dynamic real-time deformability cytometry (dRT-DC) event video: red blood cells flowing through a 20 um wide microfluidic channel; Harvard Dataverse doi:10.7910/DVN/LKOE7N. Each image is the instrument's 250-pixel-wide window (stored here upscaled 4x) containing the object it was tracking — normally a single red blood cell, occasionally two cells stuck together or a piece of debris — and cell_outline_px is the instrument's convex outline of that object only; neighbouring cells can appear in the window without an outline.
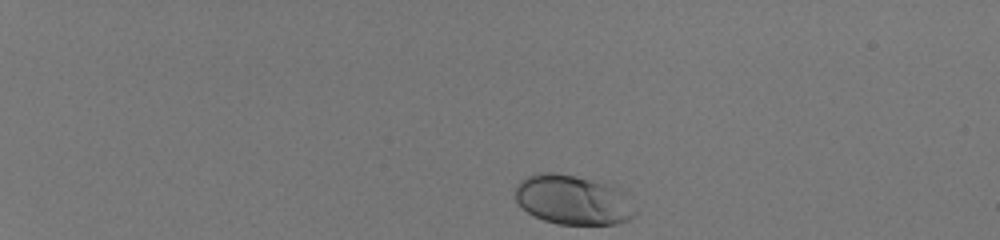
{"species": "human", "species_latin": "Homo sapiens", "temperature_condition": "room temperature", "stored_images_in_passage": 10, "camera_frame_rate_fps": 3000, "um_per_image_px": 0.085, "donor": {"sex": "male"}, "frame": {"image": 1, "passage_image": 1, "time_ms": 0.0, "image_size_px": [1000, 240], "cell_outline_px": [[636, 216], [628, 220], [616, 224], [556, 224], [544, 220], [528, 212], [516, 200], [516, 184], [520, 180], [536, 172], [556, 172], [576, 176], [612, 188], [636, 212]], "centroid_in_image_um": [48.57, 17.0], "position_along_channel_um": 36.4, "area_um2": 33.41}}